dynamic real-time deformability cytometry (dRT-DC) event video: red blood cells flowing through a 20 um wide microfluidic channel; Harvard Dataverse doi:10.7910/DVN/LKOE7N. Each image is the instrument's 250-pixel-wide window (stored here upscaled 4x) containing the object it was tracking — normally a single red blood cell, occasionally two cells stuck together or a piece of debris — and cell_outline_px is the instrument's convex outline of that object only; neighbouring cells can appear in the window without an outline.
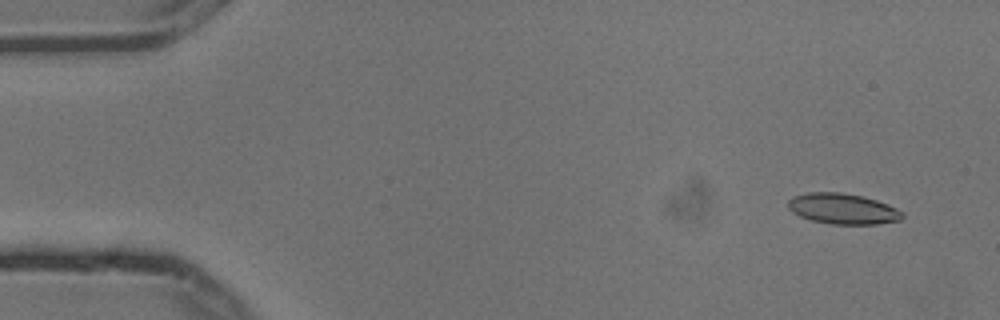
{"species": "common noctule bat (a hibernating species)", "species_latin": "Nyctalus noctula", "temperature_condition": "cold", "stored_images_in_passage": 6, "camera_frame_rate_fps": 3000, "um_per_image_px": 0.085, "animal": {"sex": "male", "body_mass_g": 13.3}, "frame": {"image": 1, "passage_image": 2, "time_ms": 0.333, "image_size_px": [1000, 320], "cell_outline_px": [[904, 216], [900, 220], [876, 224], [832, 224], [812, 220], [800, 216], [792, 212], [788, 208], [788, 200], [792, 196], [808, 192], [840, 192], [864, 196], [888, 204], [904, 212]], "centroid_in_image_um": [71.64, 17.73], "position_along_channel_um": 13.4, "area_um2": 20.52}}
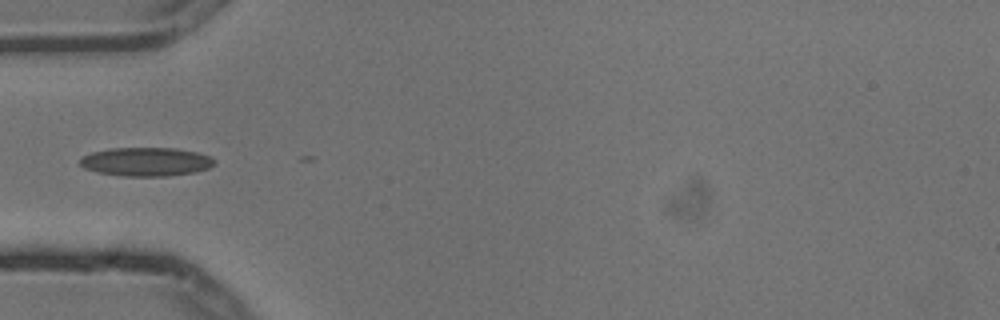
{"frame": {"image": 2, "passage_image": 6, "time_ms": 1.667, "image_size_px": [1000, 320], "cell_outline_px": [[216, 164], [208, 168], [196, 172], [168, 176], [124, 176], [96, 172], [84, 168], [80, 164], [80, 156], [92, 152], [112, 148], [176, 148], [196, 152], [208, 156], [216, 160]], "centroid_in_image_um": [12.41, 13.75], "position_along_channel_um": 72.6, "area_um2": 22.6}}